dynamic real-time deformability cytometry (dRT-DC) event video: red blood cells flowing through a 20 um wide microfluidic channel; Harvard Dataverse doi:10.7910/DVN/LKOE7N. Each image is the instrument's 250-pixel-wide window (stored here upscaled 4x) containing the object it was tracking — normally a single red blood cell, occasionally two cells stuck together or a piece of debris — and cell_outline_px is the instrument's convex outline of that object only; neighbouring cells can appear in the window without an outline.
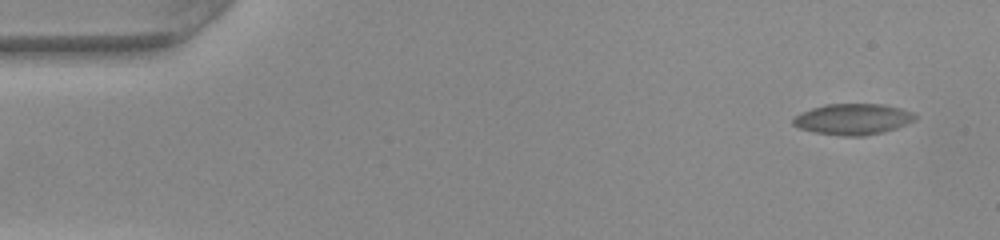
{"species": "common noctule bat (a hibernating species)", "species_latin": "Nyctalus noctula", "temperature_condition": "warm", "stored_images_in_passage": 49, "camera_frame_rate_fps": 3000, "um_per_image_px": 0.085, "animal": {"sex": "female", "body_mass_g": 22.0, "forearm_length_mm": 56.7}, "frame": {"image": 1, "passage_image": 1, "time_ms": 0.0, "image_size_px": [1000, 240], "cell_outline_px": [[916, 116], [908, 124], [884, 132], [864, 136], [840, 136], [816, 132], [800, 128], [792, 124], [792, 120], [800, 112], [824, 104], [884, 104], [916, 112]], "centroid_in_image_um": [72.51, 10.12], "position_along_channel_um": 12.5, "area_um2": 22.14}}
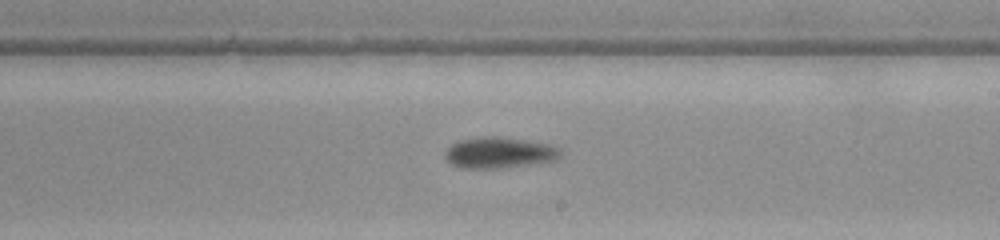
{"frame": {"image": 2, "passage_image": 28, "time_ms": 9.0, "image_size_px": [1000, 240], "cell_outline_px": [[560, 156], [552, 160], [504, 168], [464, 168], [452, 164], [444, 156], [444, 152], [452, 144], [460, 140], [488, 136], [496, 136], [552, 144], [560, 148]], "centroid_in_image_um": [42.42, 12.97], "position_along_channel_um": 246.6, "area_um2": 20.58}}
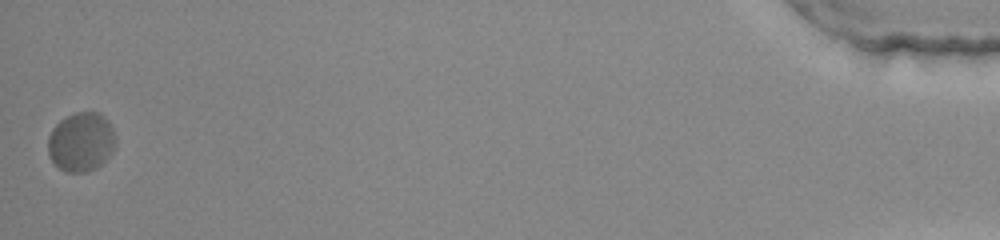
{"frame": {"image": 3, "passage_image": 49, "time_ms": 16.0, "image_size_px": [1000, 240], "cell_outline_px": [[116, 144], [112, 152], [96, 168], [84, 172], [68, 172], [60, 168], [48, 156], [48, 136], [52, 128], [60, 120], [76, 112], [100, 112], [108, 120], [116, 136]], "centroid_in_image_um": [6.9, 12.04], "position_along_channel_um": 428.3, "area_um2": 23.35}, "authors_computed_cell_mechanics": {"area_um2": 20.9236, "velocity_mm_per_s": 3.9666, "shape_relaxation_time_tau1_ms": 3.4945, "shape_relaxation_time_tau2_ms": 1.9644, "deformation_change_tau1": 0.1256, "deformation_change_tau2": 0.0442}}